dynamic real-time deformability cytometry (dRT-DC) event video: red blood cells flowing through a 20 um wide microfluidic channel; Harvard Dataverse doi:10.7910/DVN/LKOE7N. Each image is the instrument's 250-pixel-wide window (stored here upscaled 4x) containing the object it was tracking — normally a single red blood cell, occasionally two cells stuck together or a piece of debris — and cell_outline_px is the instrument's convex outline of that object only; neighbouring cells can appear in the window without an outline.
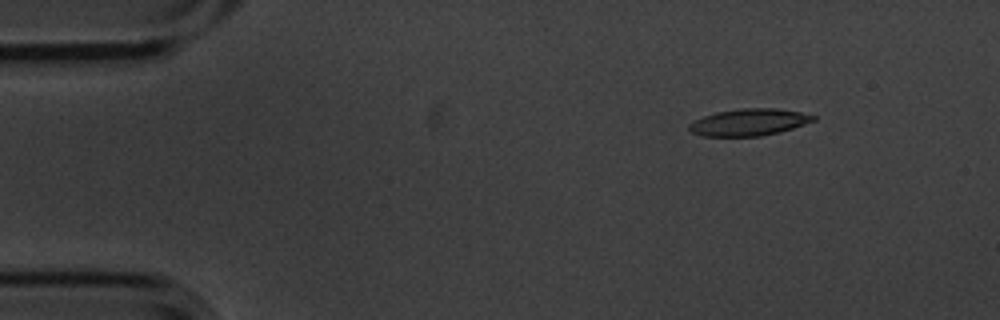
{"species": "common noctule bat (a hibernating species)", "species_latin": "Nyctalus noctula", "temperature_condition": "cold", "stored_images_in_passage": 5, "camera_frame_rate_fps": 3000, "um_per_image_px": 0.085, "animal": {"sex": "male", "body_mass_g": 20.1, "forearm_length_mm": 53.5}, "frame": {"image": 1, "passage_image": 1, "time_ms": 0.0, "image_size_px": [1000, 320], "cell_outline_px": [[816, 120], [792, 128], [760, 136], [704, 136], [692, 132], [688, 128], [688, 124], [704, 116], [716, 112], [740, 108], [776, 108], [800, 112], [816, 116]], "centroid_in_image_um": [63.65, 10.38], "position_along_channel_um": 21.3, "area_um2": 19.25}}
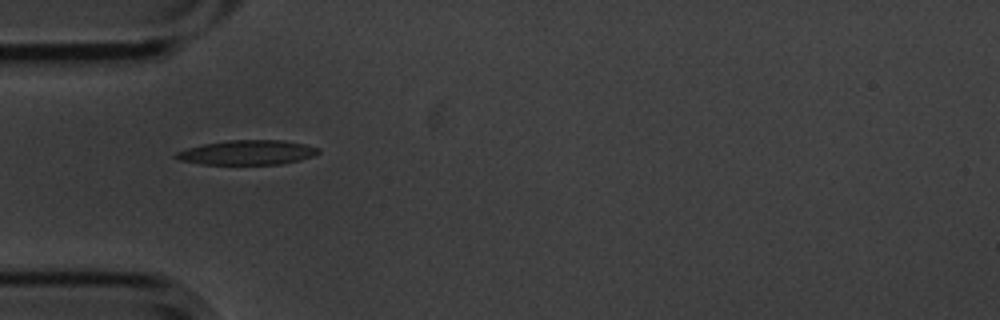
{"frame": {"image": 2, "passage_image": 4, "time_ms": 1.0, "image_size_px": [1000, 320], "cell_outline_px": [[320, 152], [312, 156], [300, 160], [280, 164], [200, 164], [180, 160], [172, 156], [176, 152], [188, 148], [204, 144], [228, 140], [284, 140], [304, 144], [320, 148]], "centroid_in_image_um": [21.02, 12.96], "position_along_channel_um": 64.0, "area_um2": 20.35}}
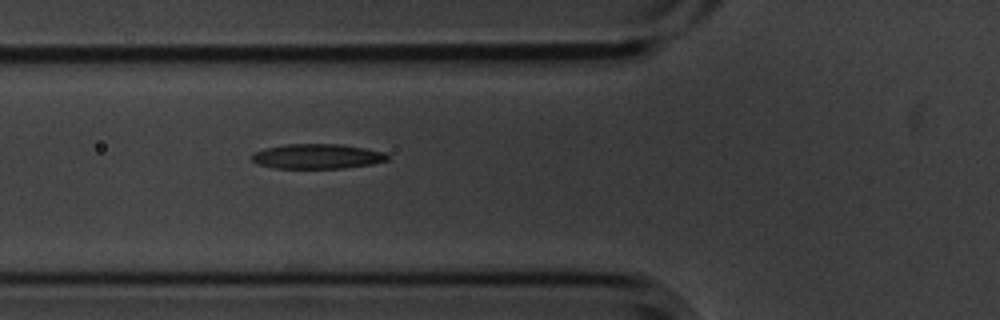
{"frame": {"image": 3, "passage_image": 5, "time_ms": 1.333, "image_size_px": [1000, 320], "cell_outline_px": [[388, 160], [372, 164], [344, 168], [276, 168], [260, 164], [252, 160], [252, 156], [256, 152], [268, 148], [288, 144], [344, 144], [388, 152]], "centroid_in_image_um": [27.07, 13.28], "position_along_channel_um": 98.7, "area_um2": 19.54}}